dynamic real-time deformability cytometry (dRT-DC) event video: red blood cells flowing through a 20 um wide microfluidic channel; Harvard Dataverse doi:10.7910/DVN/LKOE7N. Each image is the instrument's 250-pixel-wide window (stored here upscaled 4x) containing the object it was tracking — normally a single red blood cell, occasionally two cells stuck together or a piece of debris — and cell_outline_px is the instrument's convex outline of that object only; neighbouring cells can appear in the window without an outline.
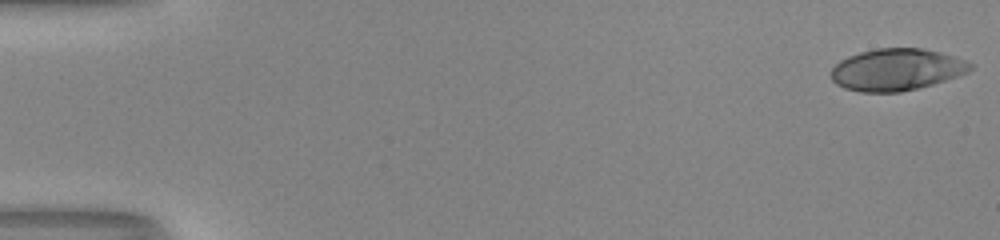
{"species": "human", "species_latin": "Homo sapiens", "temperature_condition": "room temperature", "stored_images_in_passage": 53, "camera_frame_rate_fps": 3000, "um_per_image_px": 0.085, "donor": {"sex": "male"}, "frame": {"image": 1, "passage_image": 1, "time_ms": 0.0, "image_size_px": [1000, 240], "cell_outline_px": [[972, 68], [968, 72], [932, 84], [900, 92], [860, 92], [844, 88], [836, 84], [832, 80], [828, 72], [840, 60], [848, 56], [860, 52], [876, 48], [924, 48], [940, 52], [964, 60], [972, 64]], "centroid_in_image_um": [76.15, 5.91], "position_along_channel_um": 8.9, "area_um2": 33.93}}
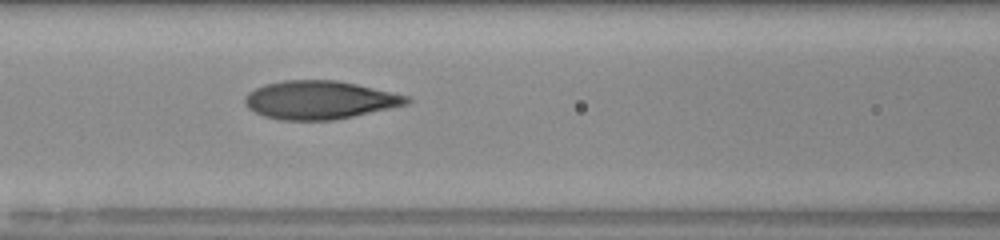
{"frame": {"image": 2, "passage_image": 24, "time_ms": 7.667, "image_size_px": [1000, 240], "cell_outline_px": [[412, 100], [408, 104], [352, 116], [332, 120], [280, 120], [264, 116], [248, 108], [244, 100], [244, 96], [248, 92], [264, 84], [284, 80], [336, 80], [356, 84], [392, 92], [408, 96]], "centroid_in_image_um": [27.14, 8.49], "position_along_channel_um": 139.5, "area_um2": 35.95}}
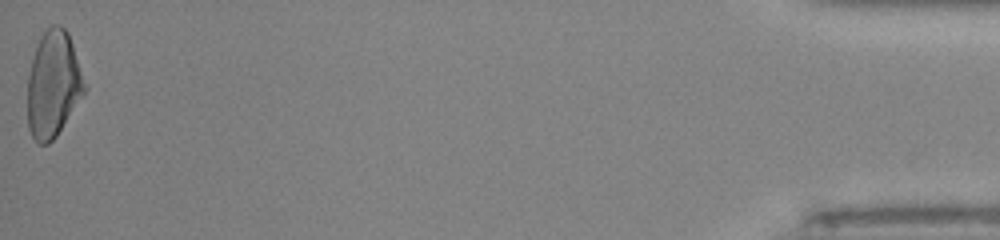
{"frame": {"image": 3, "passage_image": 53, "time_ms": 17.333, "image_size_px": [1000, 240], "cell_outline_px": [[88, 88], [56, 136], [48, 144], [36, 144], [28, 128], [28, 76], [32, 60], [40, 36], [52, 24], [60, 24], [68, 32]], "centroid_in_image_um": [4.53, 7.17], "position_along_channel_um": 430.7, "area_um2": 35.32}, "authors_computed_cell_mechanics": {"area_um2": 35.3158, "velocity_mm_per_s": 4.0323, "shape_relaxation_time_tau1_ms": 10.5401, "shape_relaxation_time_tau2_ms": 1.0178, "deformation_change_tau1": 0.3153, "deformation_change_tau2": 0.0799}}